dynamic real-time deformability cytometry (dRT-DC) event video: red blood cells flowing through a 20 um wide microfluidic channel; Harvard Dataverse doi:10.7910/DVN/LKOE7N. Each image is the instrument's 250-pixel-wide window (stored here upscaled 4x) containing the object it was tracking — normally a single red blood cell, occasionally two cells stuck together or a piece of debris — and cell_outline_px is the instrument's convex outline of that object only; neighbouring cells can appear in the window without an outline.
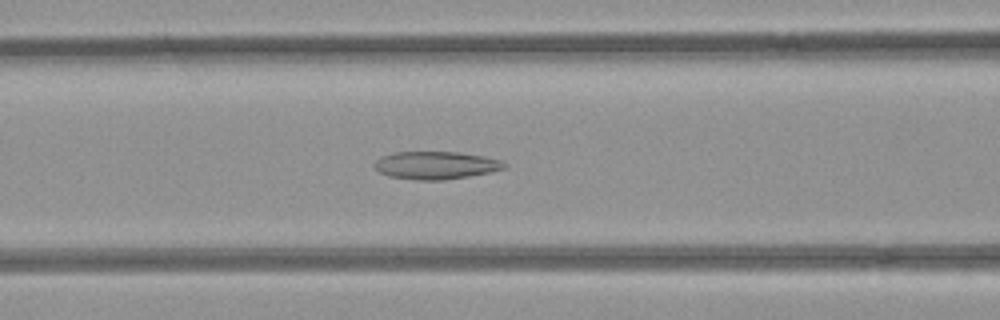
{"species": "common noctule bat (a hibernating species)", "species_latin": "Nyctalus noctula", "temperature_condition": "room temperature", "stored_images_in_passage": 39, "camera_frame_rate_fps": 3000, "um_per_image_px": 0.085, "animal": {"sex": "female", "body_mass_g": 21.9}, "frame": {"image": 1, "passage_image": 7, "time_ms": 2.0, "image_size_px": [1000, 320], "cell_outline_px": [[508, 164], [504, 168], [492, 172], [444, 180], [416, 180], [388, 176], [380, 172], [372, 164], [380, 156], [396, 152], [460, 152], [484, 156], [500, 160]], "centroid_in_image_um": [37.04, 14.05], "position_along_channel_um": 129.6, "area_um2": 21.1}}
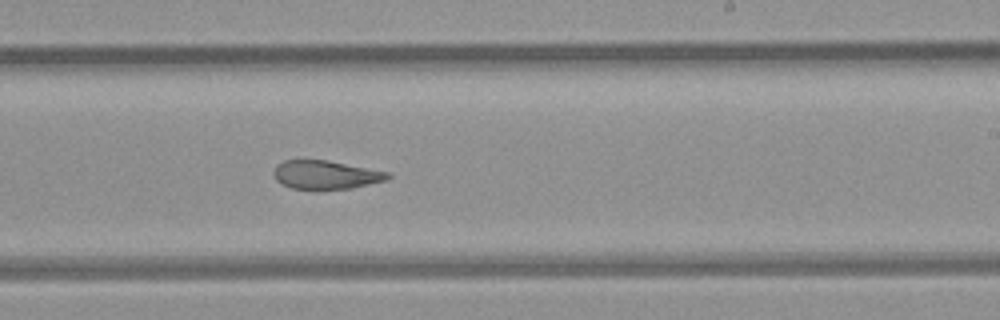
{"frame": {"image": 2, "passage_image": 17, "time_ms": 5.333, "image_size_px": [1000, 320], "cell_outline_px": [[392, 176], [388, 180], [352, 188], [292, 188], [280, 184], [276, 180], [272, 172], [276, 164], [284, 160], [328, 160], [388, 172]], "centroid_in_image_um": [27.67, 14.84], "position_along_channel_um": 261.3, "area_um2": 18.9}}
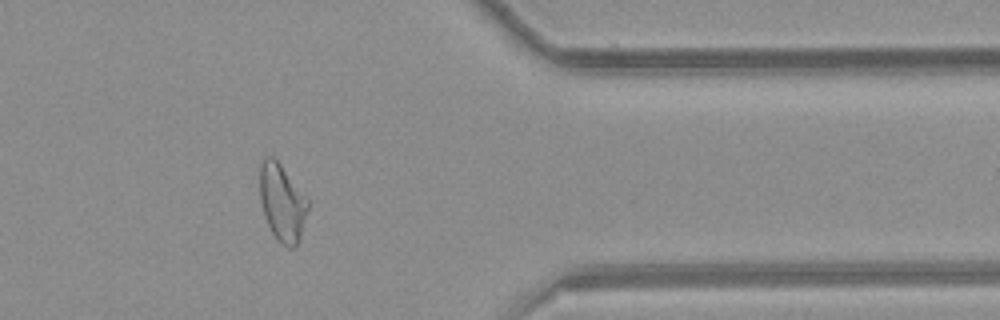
{"frame": {"image": 3, "passage_image": 28, "time_ms": 9.0, "image_size_px": [1000, 320], "cell_outline_px": [[308, 208], [300, 240], [292, 248], [288, 248], [280, 244], [276, 240], [264, 216], [260, 200], [260, 164], [264, 156], [272, 156], [280, 164], [308, 196]], "centroid_in_image_um": [23.99, 17.22], "position_along_channel_um": 387.4, "area_um2": 21.91}, "authors_computed_cell_mechanics": {"area_um2": 21.097, "velocity_mm_per_s": 3.9533, "shape_relaxation_time_tau1_ms": null, "shape_relaxation_time_tau2_ms": 1.9674, "deformation_change_tau1": null, "deformation_change_tau2": 0.086}}